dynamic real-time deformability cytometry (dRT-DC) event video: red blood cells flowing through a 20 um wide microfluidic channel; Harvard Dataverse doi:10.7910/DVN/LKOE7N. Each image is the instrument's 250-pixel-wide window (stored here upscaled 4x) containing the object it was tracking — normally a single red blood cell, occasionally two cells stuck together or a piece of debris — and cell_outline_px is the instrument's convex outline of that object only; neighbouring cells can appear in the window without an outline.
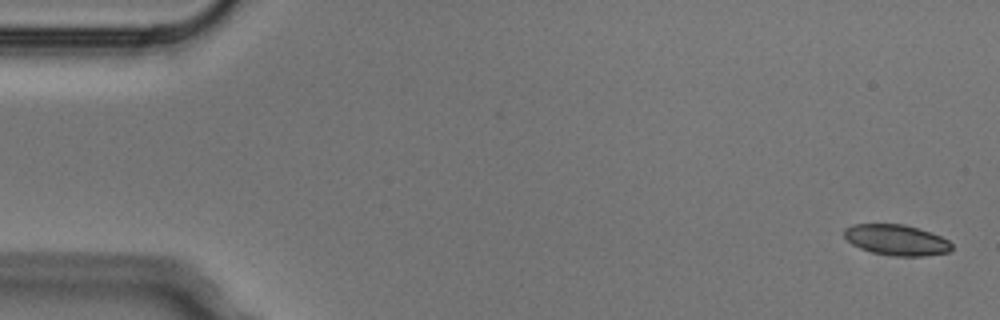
{"species": "Egyptian fruit bat (a non-hibernating species)", "species_latin": "Rousettus aegyptiacus", "temperature_condition": "cold", "stored_images_in_passage": 5, "camera_frame_rate_fps": 3000, "um_per_image_px": 0.085, "animal": {"sex": "male"}, "frame": {"image": 1, "passage_image": 1, "time_ms": 0.0, "image_size_px": [1000, 320], "cell_outline_px": [[952, 248], [948, 252], [924, 256], [892, 256], [872, 252], [860, 248], [852, 244], [844, 236], [844, 228], [852, 224], [904, 224], [932, 232], [948, 240], [952, 244]], "centroid_in_image_um": [76.19, 20.39], "position_along_channel_um": 8.8, "area_um2": 19.31}}
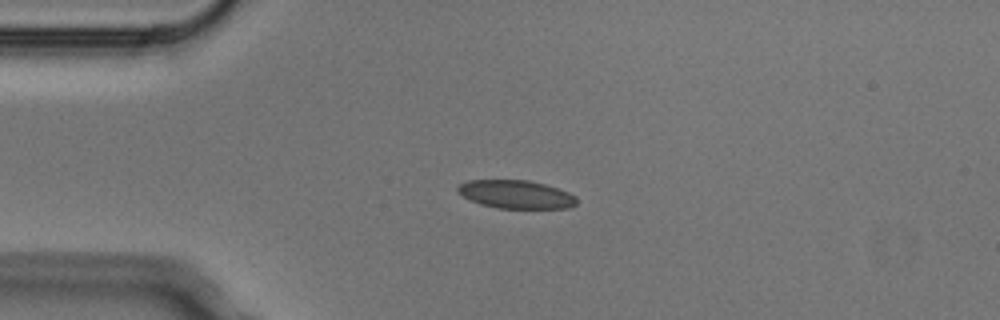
{"frame": {"image": 2, "passage_image": 4, "time_ms": 1.0, "image_size_px": [1000, 320], "cell_outline_px": [[576, 204], [568, 208], [496, 208], [480, 204], [456, 192], [456, 188], [460, 184], [468, 180], [528, 180], [544, 184], [568, 192], [576, 196]], "centroid_in_image_um": [43.84, 16.52], "position_along_channel_um": 41.2, "area_um2": 19.48}}